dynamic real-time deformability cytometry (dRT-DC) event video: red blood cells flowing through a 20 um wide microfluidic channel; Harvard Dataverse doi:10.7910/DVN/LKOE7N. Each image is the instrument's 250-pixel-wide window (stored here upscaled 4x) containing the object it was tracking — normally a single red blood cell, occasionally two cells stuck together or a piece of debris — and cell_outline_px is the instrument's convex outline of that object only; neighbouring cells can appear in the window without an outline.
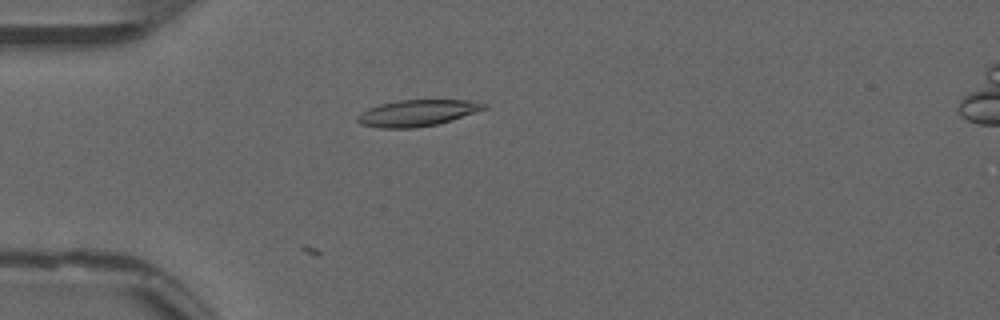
{"species": "common noctule bat (a hibernating species)", "species_latin": "Nyctalus noctula", "temperature_condition": "warm", "stored_images_in_passage": 56, "camera_frame_rate_fps": 3000, "um_per_image_px": 0.085, "animal": {"sex": "male", "forearm_length_mm": 52.5}, "frame": {"image": 1, "passage_image": 17, "time_ms": 5.333, "image_size_px": [1000, 320], "cell_outline_px": [[468, 112], [448, 120], [432, 124], [368, 124], [380, 108], [388, 104], [412, 100], [452, 100], [464, 104]], "centroid_in_image_um": [35.59, 9.54], "position_along_channel_um": 49.4, "area_um2": 13.47}}
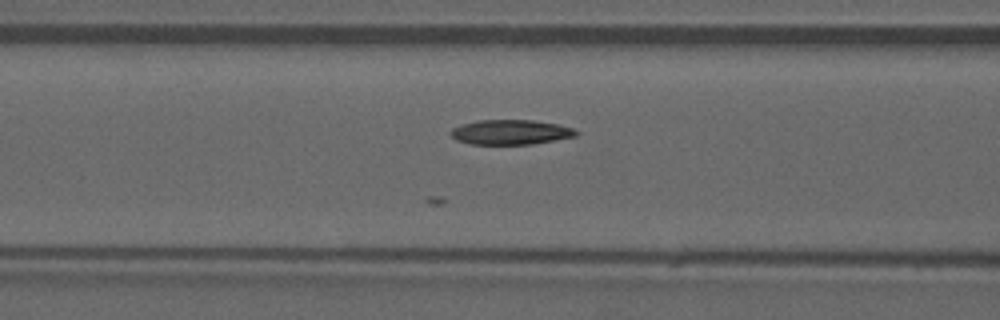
{"frame": {"image": 2, "passage_image": 24, "time_ms": 7.667, "image_size_px": [1000, 320], "cell_outline_px": [[576, 132], [568, 136], [520, 144], [480, 144], [464, 140], [456, 136], [452, 132], [472, 124], [492, 120], [516, 120], [548, 124], [564, 128]], "centroid_in_image_um": [43.37, 11.25], "position_along_channel_um": 123.2, "area_um2": 15.2}}
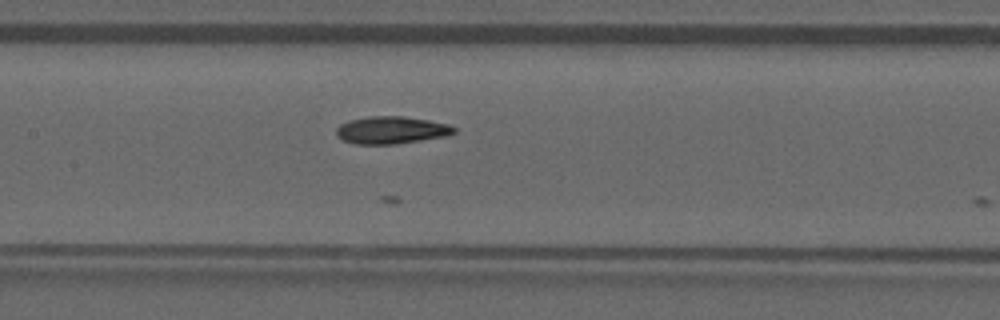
{"frame": {"image": 3, "passage_image": 28, "time_ms": 9.0, "image_size_px": [1000, 320], "cell_outline_px": [[452, 132], [432, 136], [408, 140], [348, 140], [340, 136], [340, 128], [348, 124], [360, 120], [420, 120], [440, 124], [452, 128]], "centroid_in_image_um": [33.31, 11.05], "position_along_channel_um": 174.1, "area_um2": 13.53}}